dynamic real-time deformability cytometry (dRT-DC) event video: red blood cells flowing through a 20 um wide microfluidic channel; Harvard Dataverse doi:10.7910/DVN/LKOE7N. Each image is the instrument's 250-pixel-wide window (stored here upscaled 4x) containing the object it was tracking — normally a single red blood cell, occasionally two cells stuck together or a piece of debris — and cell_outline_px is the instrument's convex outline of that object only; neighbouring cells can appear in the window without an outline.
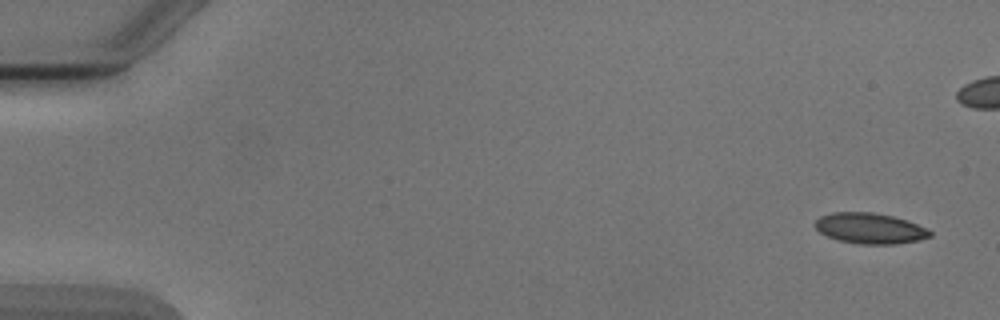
{"species": "Egyptian fruit bat (a non-hibernating species)", "species_latin": "Rousettus aegyptiacus", "temperature_condition": "cold", "stored_images_in_passage": 6, "camera_frame_rate_fps": 3000, "um_per_image_px": 0.085, "animal": {"sex": "male"}, "frame": {"image": 1, "passage_image": 1, "time_ms": 0.0, "image_size_px": [1000, 320], "cell_outline_px": [[932, 236], [916, 240], [892, 244], [860, 244], [840, 240], [828, 236], [820, 232], [812, 224], [820, 216], [832, 212], [872, 212], [892, 216], [916, 224], [932, 232]], "centroid_in_image_um": [73.89, 19.4], "position_along_channel_um": 11.1, "area_um2": 20.23}}